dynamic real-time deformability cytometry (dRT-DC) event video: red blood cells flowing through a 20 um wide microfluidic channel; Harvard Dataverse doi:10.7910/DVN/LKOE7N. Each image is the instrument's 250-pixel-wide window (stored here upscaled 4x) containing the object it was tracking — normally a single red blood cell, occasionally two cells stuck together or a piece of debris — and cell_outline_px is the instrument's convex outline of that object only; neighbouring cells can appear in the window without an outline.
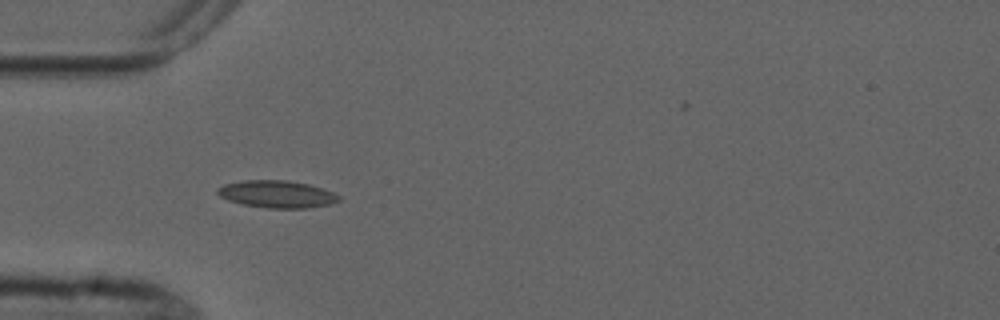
{"species": "common noctule bat (a hibernating species)", "species_latin": "Nyctalus noctula", "temperature_condition": "cold", "stored_images_in_passage": 7, "camera_frame_rate_fps": 3000, "um_per_image_px": 0.085, "animal": {"sex": "male", "forearm_length_mm": 52.5}, "frame": {"image": 1, "passage_image": 5, "time_ms": 4.667, "image_size_px": [1000, 320], "cell_outline_px": [[340, 200], [332, 204], [308, 208], [268, 208], [244, 204], [228, 200], [220, 196], [216, 192], [216, 188], [224, 184], [244, 180], [288, 180], [308, 184], [332, 192], [340, 196]], "centroid_in_image_um": [23.53, 16.5], "position_along_channel_um": 61.5, "area_um2": 19.25}}
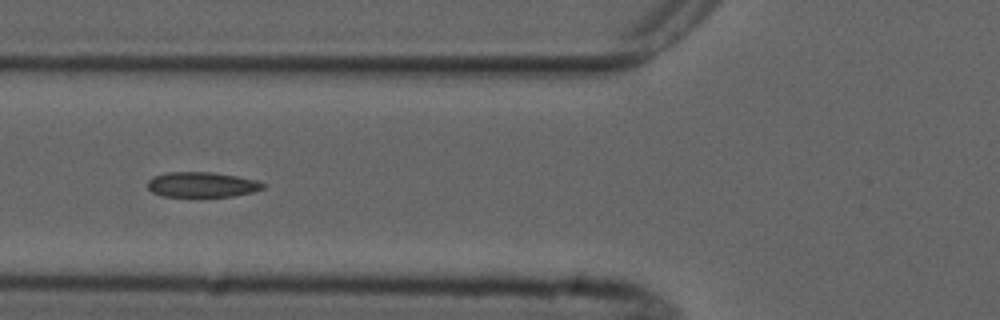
{"frame": {"image": 2, "passage_image": 6, "time_ms": 6.0, "image_size_px": [1000, 320], "cell_outline_px": [[264, 188], [252, 192], [232, 196], [164, 196], [152, 192], [148, 188], [148, 180], [152, 176], [164, 172], [212, 172], [236, 176], [256, 180], [264, 184]], "centroid_in_image_um": [17.12, 15.68], "position_along_channel_um": 108.7, "area_um2": 16.82}}
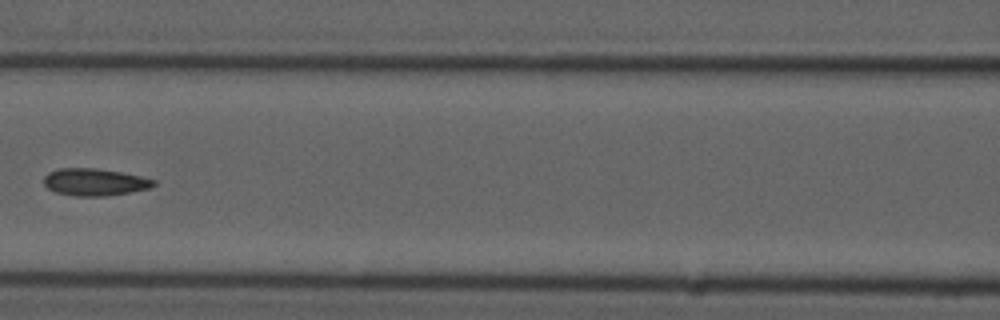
{"frame": {"image": 3, "passage_image": 7, "time_ms": 7.333, "image_size_px": [1000, 320], "cell_outline_px": [[156, 184], [152, 188], [104, 196], [76, 196], [56, 192], [48, 188], [44, 184], [44, 176], [48, 172], [60, 168], [96, 168], [120, 172], [140, 176], [156, 180]], "centroid_in_image_um": [8.05, 15.47], "position_along_channel_um": 158.6, "area_um2": 17.34}}